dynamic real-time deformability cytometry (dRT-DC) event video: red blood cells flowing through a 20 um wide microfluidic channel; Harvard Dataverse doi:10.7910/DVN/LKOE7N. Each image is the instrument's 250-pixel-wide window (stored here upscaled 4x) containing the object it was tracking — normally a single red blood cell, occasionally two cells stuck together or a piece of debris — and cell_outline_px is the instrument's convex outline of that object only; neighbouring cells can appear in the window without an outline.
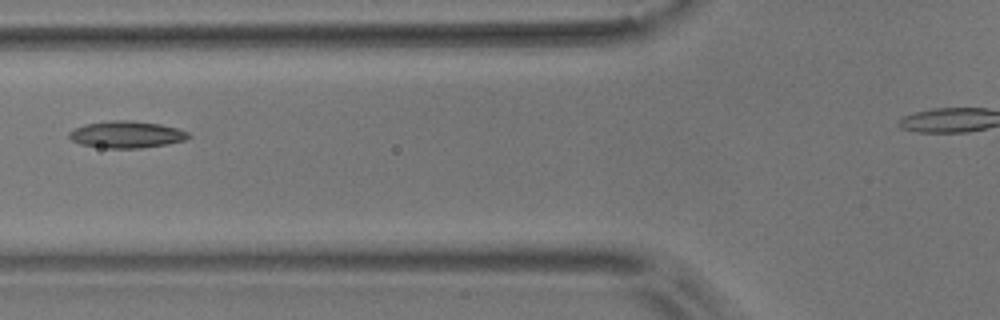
{"species": "common noctule bat (a hibernating species)", "species_latin": "Nyctalus noctula", "temperature_condition": "room temperature", "stored_images_in_passage": 6, "camera_frame_rate_fps": 3000, "um_per_image_px": 0.085, "animal": {"sex": "male", "body_mass_g": 17.9}, "frame": {"image": 1, "passage_image": 3, "time_ms": 2.333, "image_size_px": [1000, 320], "cell_outline_px": [[192, 136], [184, 140], [144, 148], [108, 148], [80, 144], [72, 140], [68, 136], [68, 132], [72, 128], [84, 124], [112, 120], [132, 120], [160, 124], [176, 128], [188, 132]], "centroid_in_image_um": [10.72, 11.42], "position_along_channel_um": 115.1, "area_um2": 18.73}}
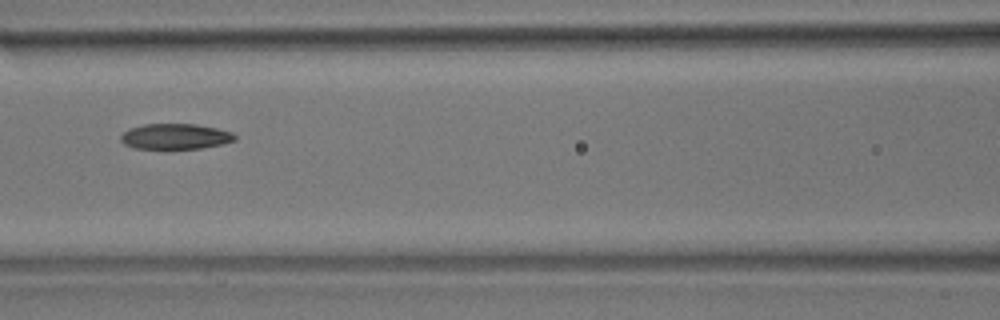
{"frame": {"image": 2, "passage_image": 4, "time_ms": 3.333, "image_size_px": [1000, 320], "cell_outline_px": [[236, 140], [220, 144], [200, 148], [132, 148], [124, 144], [120, 140], [120, 136], [128, 128], [144, 124], [196, 124], [216, 128], [232, 132], [236, 136]], "centroid_in_image_um": [14.87, 11.59], "position_along_channel_um": 151.7, "area_um2": 16.88}}
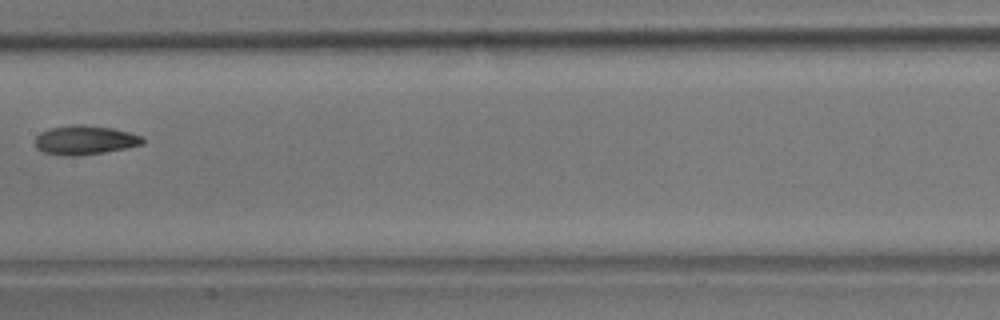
{"frame": {"image": 3, "passage_image": 5, "time_ms": 4.667, "image_size_px": [1000, 320], "cell_outline_px": [[144, 144], [104, 152], [76, 156], [60, 156], [44, 152], [36, 148], [36, 136], [40, 132], [52, 128], [72, 124], [84, 124], [112, 128], [144, 136]], "centroid_in_image_um": [7.21, 11.9], "position_along_channel_um": 200.2, "area_um2": 18.32}}